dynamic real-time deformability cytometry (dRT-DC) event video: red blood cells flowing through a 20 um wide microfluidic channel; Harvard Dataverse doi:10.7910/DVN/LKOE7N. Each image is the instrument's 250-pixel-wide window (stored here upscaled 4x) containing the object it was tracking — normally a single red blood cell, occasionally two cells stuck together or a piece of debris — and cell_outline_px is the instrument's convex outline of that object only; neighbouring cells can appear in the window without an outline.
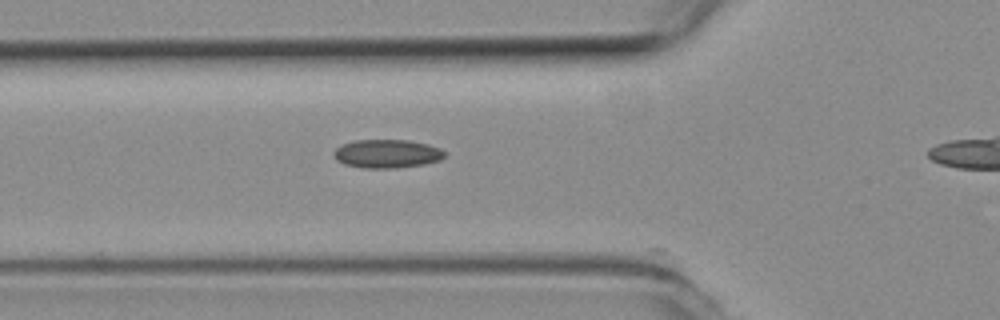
{"species": "common noctule bat (a hibernating species)", "species_latin": "Nyctalus noctula", "temperature_condition": "room temperature", "stored_images_in_passage": 34, "camera_frame_rate_fps": 3000, "um_per_image_px": 0.085, "animal": {"sex": "female", "body_mass_g": 19.3, "forearm_length_mm": 54.1}, "frame": {"image": 1, "passage_image": 8, "time_ms": 2.333, "image_size_px": [1000, 320], "cell_outline_px": [[444, 156], [440, 160], [424, 164], [396, 168], [364, 168], [344, 164], [336, 160], [332, 152], [336, 148], [344, 144], [356, 140], [408, 140], [428, 144], [440, 148], [444, 152]], "centroid_in_image_um": [32.88, 13.07], "position_along_channel_um": 92.9, "area_um2": 18.38}}
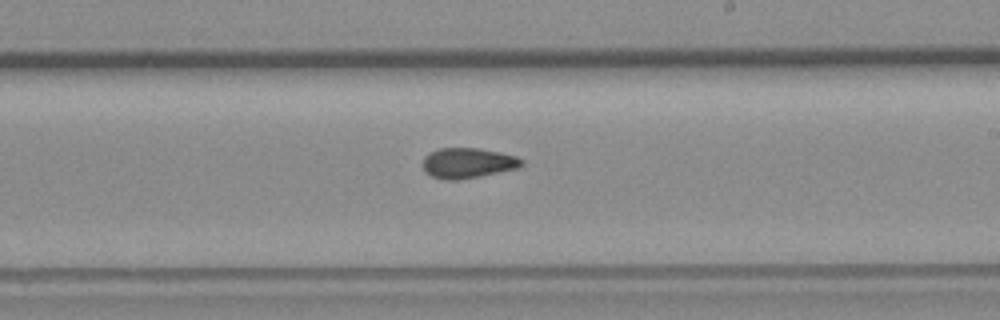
{"frame": {"image": 2, "passage_image": 21, "time_ms": 6.667, "image_size_px": [1000, 320], "cell_outline_px": [[524, 164], [516, 168], [480, 176], [456, 180], [444, 180], [432, 176], [424, 172], [424, 156], [440, 148], [476, 148], [500, 152], [516, 156], [524, 160]], "centroid_in_image_um": [39.77, 13.86], "position_along_channel_um": 249.2, "area_um2": 17.28}}
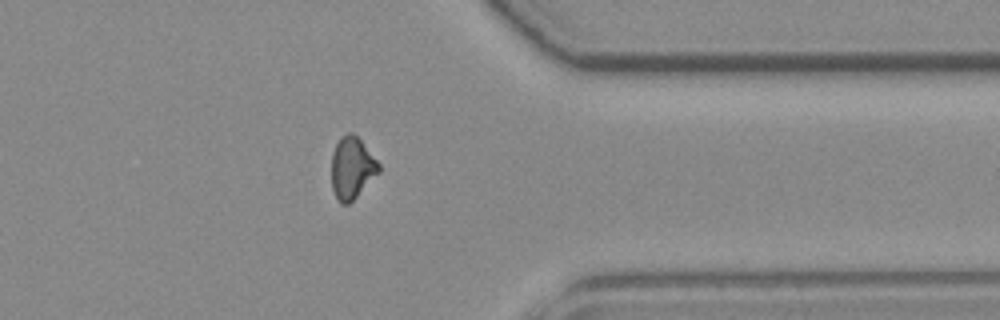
{"frame": {"image": 3, "passage_image": 33, "time_ms": 10.667, "image_size_px": [1000, 320], "cell_outline_px": [[380, 172], [348, 204], [340, 204], [332, 188], [332, 152], [336, 144], [348, 132], [352, 132], [360, 140], [380, 164]], "centroid_in_image_um": [29.92, 14.29], "position_along_channel_um": 381.5, "area_um2": 16.7}}